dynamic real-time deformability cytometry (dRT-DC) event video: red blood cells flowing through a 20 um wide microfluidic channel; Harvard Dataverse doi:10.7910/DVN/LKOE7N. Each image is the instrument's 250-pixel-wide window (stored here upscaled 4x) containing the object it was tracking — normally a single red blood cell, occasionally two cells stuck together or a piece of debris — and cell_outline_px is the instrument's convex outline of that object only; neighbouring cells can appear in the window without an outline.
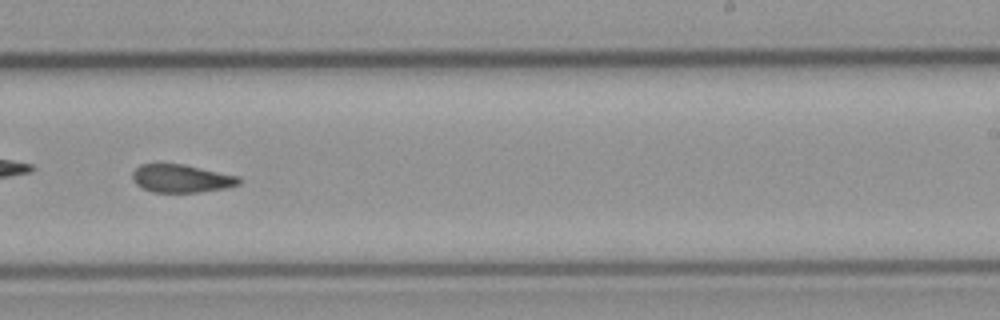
{"species": "common noctule bat (a hibernating species)", "species_latin": "Nyctalus noctula", "temperature_condition": "cold", "stored_images_in_passage": 43, "camera_frame_rate_fps": 3000, "um_per_image_px": 0.085, "animal": {"sex": "male", "body_mass_g": 23.1, "forearm_length_mm": 52.7}, "frame": {"image": 1, "passage_image": 25, "time_ms": 8.0, "image_size_px": [1000, 320], "cell_outline_px": [[240, 184], [224, 188], [200, 192], [152, 192], [136, 184], [132, 180], [132, 172], [140, 164], [184, 164], [240, 176]], "centroid_in_image_um": [15.41, 15.16], "position_along_channel_um": 273.6, "area_um2": 17.4}, "authors_computed_cell_mechanics": {"area_um2": 18.3226, "velocity_mm_per_s": 3.7683, "shape_relaxation_time_tau1_ms": 6.7815, "shape_relaxation_time_tau2_ms": 3.387, "deformation_change_tau1": 0.1355, "deformation_change_tau2": 0.0979}}